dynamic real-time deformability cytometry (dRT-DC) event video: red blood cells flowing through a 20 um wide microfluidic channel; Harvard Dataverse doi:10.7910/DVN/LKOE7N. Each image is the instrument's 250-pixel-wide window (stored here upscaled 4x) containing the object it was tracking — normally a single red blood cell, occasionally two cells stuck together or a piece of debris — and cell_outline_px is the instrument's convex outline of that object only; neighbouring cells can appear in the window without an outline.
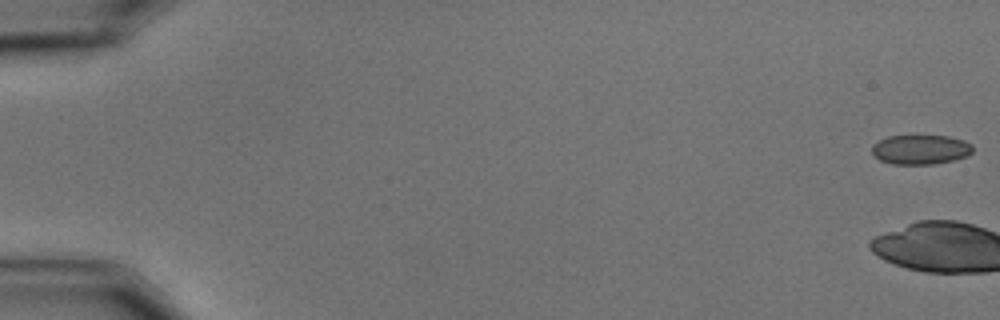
{"species": "common noctule bat (a hibernating species)", "species_latin": "Nyctalus noctula", "temperature_condition": "cold", "stored_images_in_passage": 3, "camera_frame_rate_fps": 3000, "um_per_image_px": 0.085, "animal": {"sex": "male", "body_mass_g": 15.6}, "frame": {"image": 1, "passage_image": 1, "time_ms": 0.0, "image_size_px": [1000, 320], "cell_outline_px": [[972, 152], [968, 156], [952, 160], [932, 164], [892, 164], [880, 160], [872, 152], [872, 144], [888, 136], [948, 136], [964, 140], [972, 144]], "centroid_in_image_um": [78.25, 12.71], "position_along_channel_um": 6.7, "area_um2": 17.28}}